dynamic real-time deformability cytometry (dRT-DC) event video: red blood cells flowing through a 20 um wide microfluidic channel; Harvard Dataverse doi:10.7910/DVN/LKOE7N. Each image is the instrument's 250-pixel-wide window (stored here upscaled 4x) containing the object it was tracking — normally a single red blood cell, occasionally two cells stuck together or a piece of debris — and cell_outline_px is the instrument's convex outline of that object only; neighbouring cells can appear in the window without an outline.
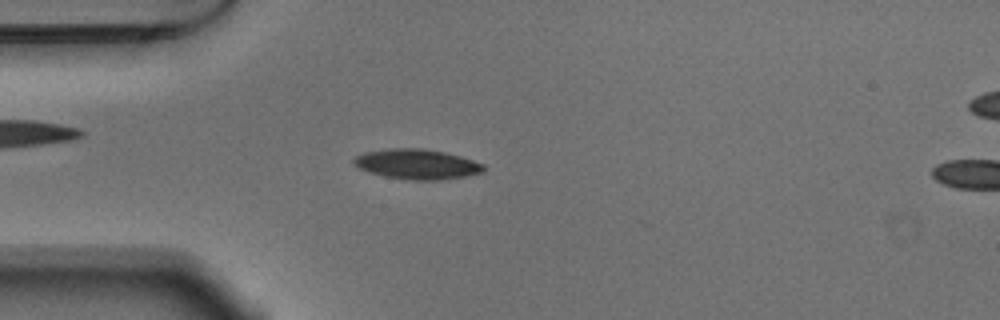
{"species": "Egyptian fruit bat (a non-hibernating species)", "species_latin": "Rousettus aegyptiacus", "temperature_condition": "warm", "stored_images_in_passage": 46, "camera_frame_rate_fps": 3000, "um_per_image_px": 0.085, "animal": {"sex": "male"}, "frame": {"image": 1, "passage_image": 7, "time_ms": 2.0, "image_size_px": [1000, 320], "cell_outline_px": [[484, 172], [468, 176], [440, 180], [404, 180], [384, 176], [368, 172], [360, 168], [352, 160], [356, 156], [364, 152], [388, 148], [424, 148], [444, 152], [460, 156], [484, 164]], "centroid_in_image_um": [35.45, 13.96], "position_along_channel_um": 49.5, "area_um2": 22.89}}
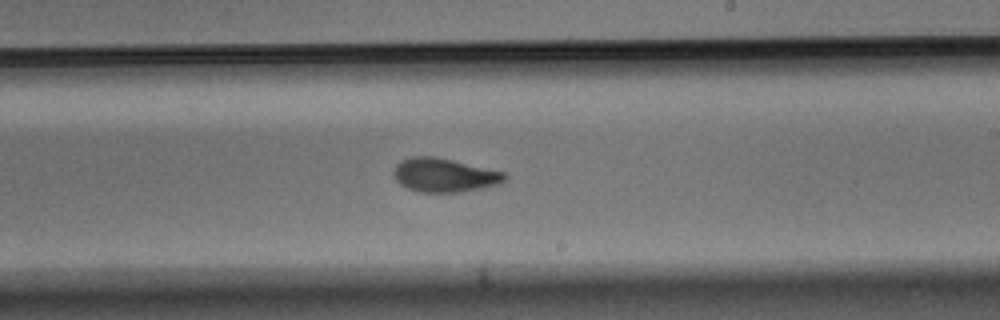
{"frame": {"image": 2, "passage_image": 24, "time_ms": 7.667, "image_size_px": [1000, 320], "cell_outline_px": [[508, 176], [500, 184], [484, 188], [460, 192], [420, 192], [408, 188], [400, 184], [396, 180], [392, 172], [396, 164], [400, 160], [412, 156], [436, 156], [504, 172]], "centroid_in_image_um": [37.75, 14.88], "position_along_channel_um": 251.2, "area_um2": 22.02}}
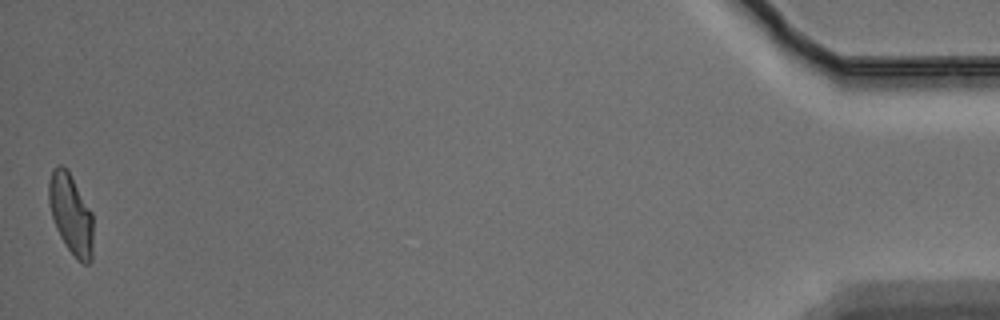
{"frame": {"image": 3, "passage_image": 46, "time_ms": 15.0, "image_size_px": [1000, 320], "cell_outline_px": [[92, 260], [88, 264], [84, 264], [68, 248], [60, 236], [56, 228], [52, 216], [48, 200], [48, 180], [52, 168], [56, 164], [60, 164], [68, 168], [92, 212]], "centroid_in_image_um": [6.01, 18.1], "position_along_channel_um": 429.2, "area_um2": 20.81}, "authors_computed_cell_mechanics": {"area_um2": 21.5594, "velocity_mm_per_s": 3.7294, "shape_relaxation_time_tau1_ms": 5.2631, "shape_relaxation_time_tau2_ms": 1.9134, "deformation_change_tau1": 0.1709, "deformation_change_tau2": 0.0719}}